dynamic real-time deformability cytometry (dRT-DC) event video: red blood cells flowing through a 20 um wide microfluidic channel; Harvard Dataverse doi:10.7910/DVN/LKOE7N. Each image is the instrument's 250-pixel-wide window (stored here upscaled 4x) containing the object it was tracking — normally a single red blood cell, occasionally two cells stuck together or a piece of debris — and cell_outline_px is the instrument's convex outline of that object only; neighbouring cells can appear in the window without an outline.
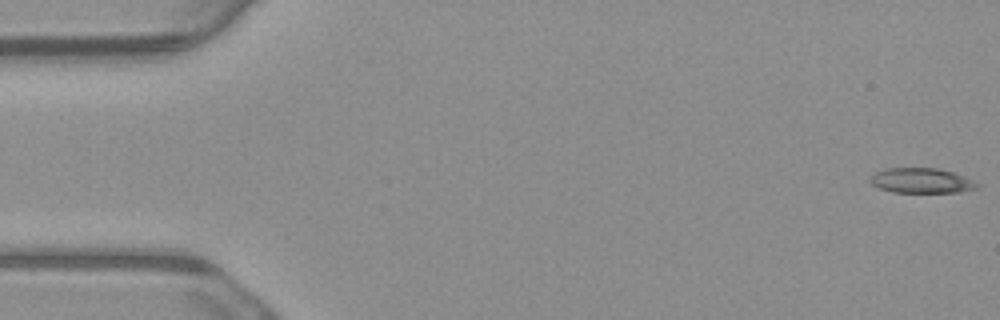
{"species": "common noctule bat (a hibernating species)", "species_latin": "Nyctalus noctula", "temperature_condition": "warm", "stored_images_in_passage": 5, "camera_frame_rate_fps": 3000, "um_per_image_px": 0.085, "animal": {"sex": "male", "body_mass_g": 23.1, "forearm_length_mm": 52.7}, "frame": {"image": 1, "passage_image": 1, "time_ms": 0.0, "image_size_px": [1000, 320], "cell_outline_px": [[980, 184], [976, 188], [956, 192], [892, 192], [880, 188], [872, 184], [868, 180], [876, 172], [884, 168], [936, 168], [952, 172], [964, 176]], "centroid_in_image_um": [78.29, 15.35], "position_along_channel_um": 6.7, "area_um2": 15.43}}
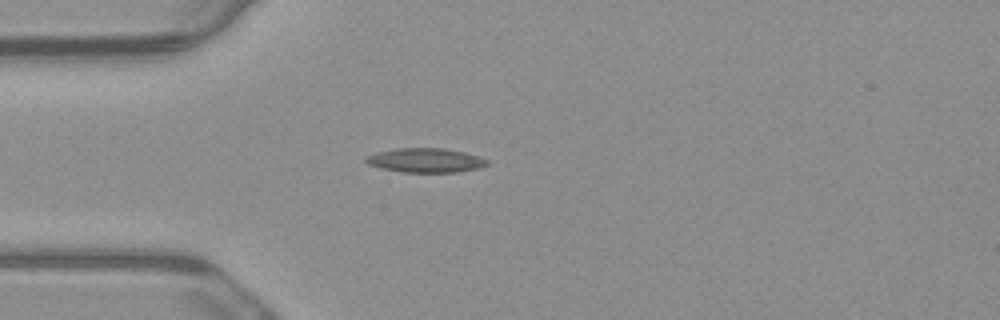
{"frame": {"image": 2, "passage_image": 4, "time_ms": 1.0, "image_size_px": [1000, 320], "cell_outline_px": [[488, 164], [480, 168], [456, 172], [400, 172], [380, 168], [368, 164], [364, 160], [364, 156], [376, 152], [396, 148], [444, 148], [464, 152], [488, 160]], "centroid_in_image_um": [36.11, 13.62], "position_along_channel_um": 48.9, "area_um2": 17.22}}